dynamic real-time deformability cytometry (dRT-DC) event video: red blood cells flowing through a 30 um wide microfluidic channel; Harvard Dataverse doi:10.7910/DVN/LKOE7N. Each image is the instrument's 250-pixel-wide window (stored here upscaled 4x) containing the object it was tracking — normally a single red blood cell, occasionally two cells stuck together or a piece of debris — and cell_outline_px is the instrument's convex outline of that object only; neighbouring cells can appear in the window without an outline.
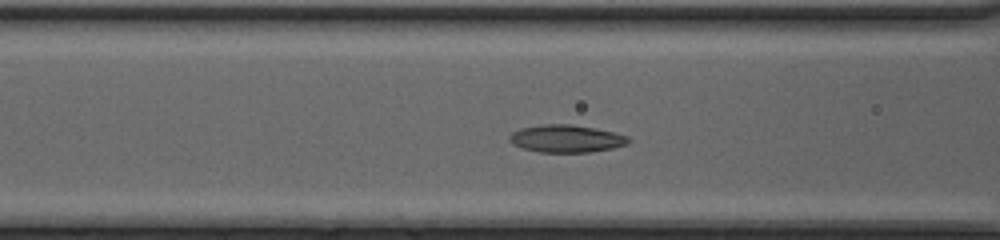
{"species": "common noctule bat (a hibernating species)", "species_latin": "Nyctalus noctula", "temperature_condition": "cold", "stored_images_in_passage": 41, "camera_frame_rate_fps": 3000, "um_per_image_px": 0.085, "animal": {"sex": "female", "body_mass_g": 20.0, "forearm_length_mm": 54.0}, "frame": {"image": 1, "passage_image": 13, "time_ms": 4.0, "image_size_px": [1000, 240], "cell_outline_px": [[632, 140], [628, 144], [612, 148], [588, 152], [540, 152], [524, 148], [512, 144], [508, 140], [508, 136], [512, 132], [520, 128], [544, 124], [572, 124], [612, 132], [628, 136]], "centroid_in_image_um": [48.11, 11.78], "position_along_channel_um": 118.5, "area_um2": 19.02}}
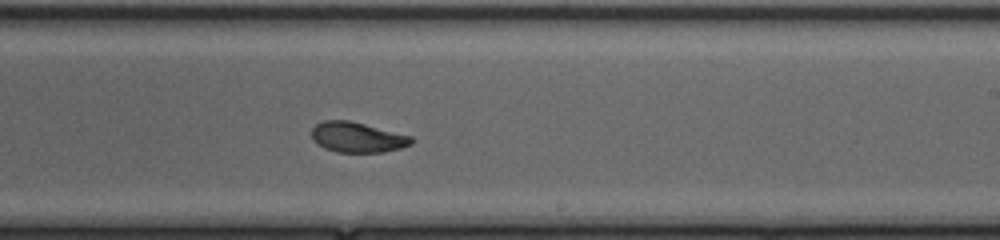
{"frame": {"image": 2, "passage_image": 23, "time_ms": 7.333, "image_size_px": [1000, 240], "cell_outline_px": [[416, 140], [412, 144], [400, 148], [384, 152], [336, 152], [324, 148], [312, 136], [312, 128], [316, 124], [324, 120], [348, 120], [412, 136]], "centroid_in_image_um": [30.42, 11.67], "position_along_channel_um": 258.6, "area_um2": 17.46}}
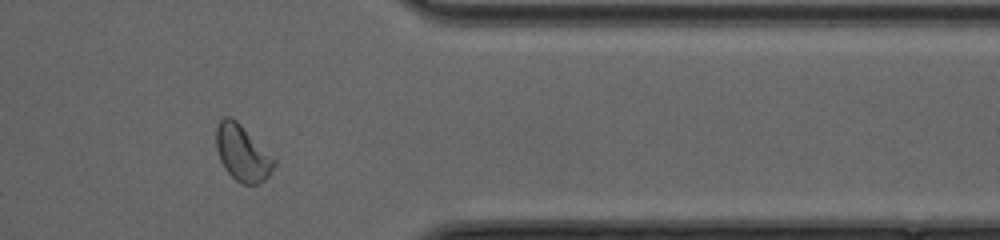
{"frame": {"image": 3, "passage_image": 33, "time_ms": 10.667, "image_size_px": [1000, 240], "cell_outline_px": [[276, 164], [268, 176], [264, 180], [256, 184], [240, 184], [224, 168], [220, 160], [216, 148], [216, 128], [220, 120], [224, 116], [228, 116], [236, 120], [276, 160]], "centroid_in_image_um": [20.58, 13.02], "position_along_channel_um": 390.8, "area_um2": 18.67}, "authors_computed_cell_mechanics": {"area_um2": 18.3804, "velocity_mm_per_s": 4.2153, "shape_relaxation_time_tau1_ms": 3.2906, "shape_relaxation_time_tau2_ms": 2.1465, "deformation_change_tau1": 0.1136, "deformation_change_tau2": 0.067}}